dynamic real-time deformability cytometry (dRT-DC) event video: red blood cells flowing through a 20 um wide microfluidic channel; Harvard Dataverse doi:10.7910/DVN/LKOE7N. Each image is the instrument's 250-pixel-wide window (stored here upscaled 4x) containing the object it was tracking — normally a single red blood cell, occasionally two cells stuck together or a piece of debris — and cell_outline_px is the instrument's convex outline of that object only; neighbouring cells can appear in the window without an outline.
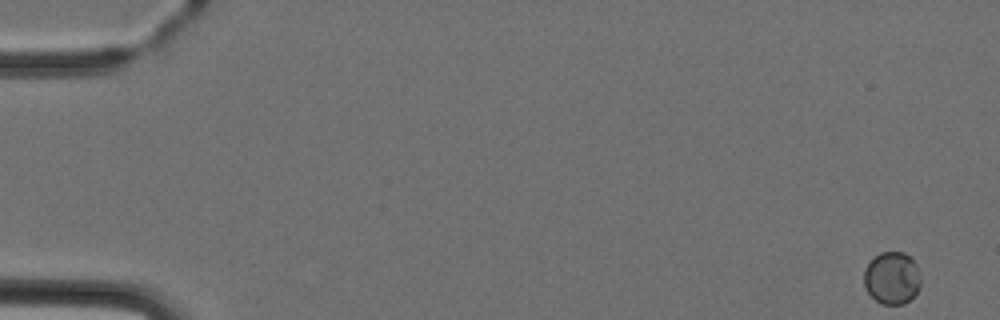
{"species": "Egyptian fruit bat (a non-hibernating species)", "species_latin": "Rousettus aegyptiacus", "temperature_condition": "cold", "stored_images_in_passage": 4, "camera_frame_rate_fps": 3000, "um_per_image_px": 0.085, "animal": {"sex": "female"}, "frame": {"image": 1, "passage_image": 1, "time_ms": 0.0, "image_size_px": [1000, 320], "cell_outline_px": [[920, 288], [904, 304], [880, 304], [868, 292], [864, 284], [864, 268], [880, 252], [904, 252], [916, 264], [920, 276]], "centroid_in_image_um": [75.81, 23.63], "position_along_channel_um": 9.2, "area_um2": 17.17}}